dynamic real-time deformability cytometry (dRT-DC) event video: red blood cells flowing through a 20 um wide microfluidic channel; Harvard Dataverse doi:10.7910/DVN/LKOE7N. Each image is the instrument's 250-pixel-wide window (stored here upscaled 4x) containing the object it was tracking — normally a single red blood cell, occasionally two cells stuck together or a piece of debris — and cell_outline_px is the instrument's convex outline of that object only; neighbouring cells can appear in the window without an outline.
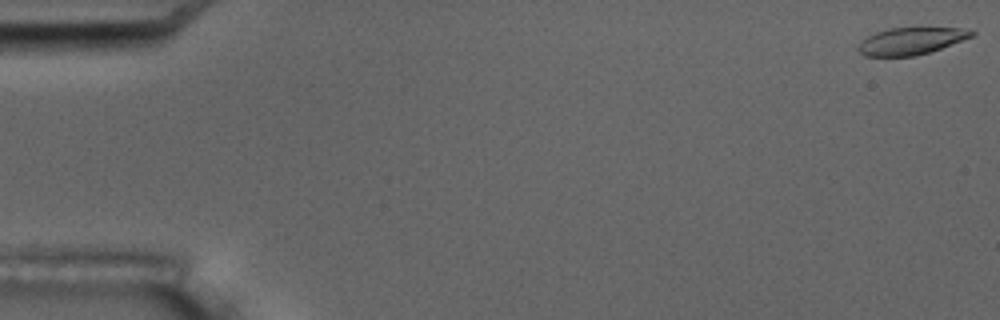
{"species": "common noctule bat (a hibernating species)", "species_latin": "Nyctalus noctula", "temperature_condition": "room temperature", "stored_images_in_passage": 6, "camera_frame_rate_fps": 3000, "um_per_image_px": 0.085, "animal": {"sex": "male", "body_mass_g": 17.5, "forearm_length_mm": 52.3}, "frame": {"image": 1, "passage_image": 1, "time_ms": 0.0, "image_size_px": [1000, 320], "cell_outline_px": [[976, 32], [972, 36], [940, 48], [916, 56], [864, 56], [856, 48], [868, 36], [876, 32], [888, 28], [960, 28]], "centroid_in_image_um": [77.39, 3.49], "position_along_channel_um": 7.6, "area_um2": 17.51}}
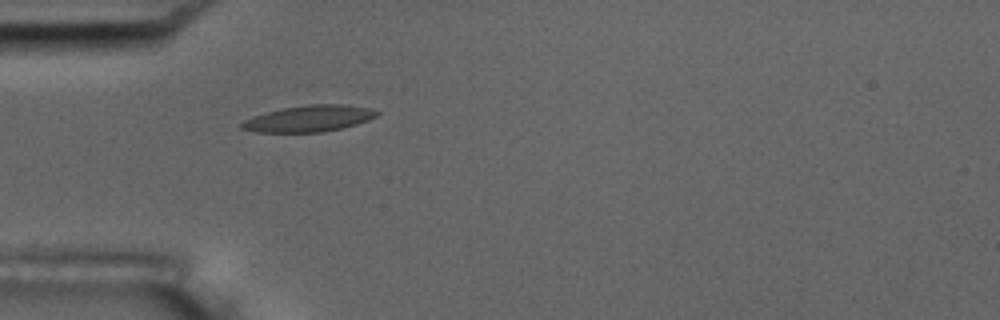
{"frame": {"image": 2, "passage_image": 6, "time_ms": 5.667, "image_size_px": [1000, 320], "cell_outline_px": [[380, 112], [376, 116], [368, 120], [356, 124], [324, 132], [256, 132], [240, 128], [240, 124], [244, 120], [252, 116], [280, 108], [308, 104], [344, 104], [368, 108]], "centroid_in_image_um": [26.22, 10.07], "position_along_channel_um": 58.8, "area_um2": 20.75}}